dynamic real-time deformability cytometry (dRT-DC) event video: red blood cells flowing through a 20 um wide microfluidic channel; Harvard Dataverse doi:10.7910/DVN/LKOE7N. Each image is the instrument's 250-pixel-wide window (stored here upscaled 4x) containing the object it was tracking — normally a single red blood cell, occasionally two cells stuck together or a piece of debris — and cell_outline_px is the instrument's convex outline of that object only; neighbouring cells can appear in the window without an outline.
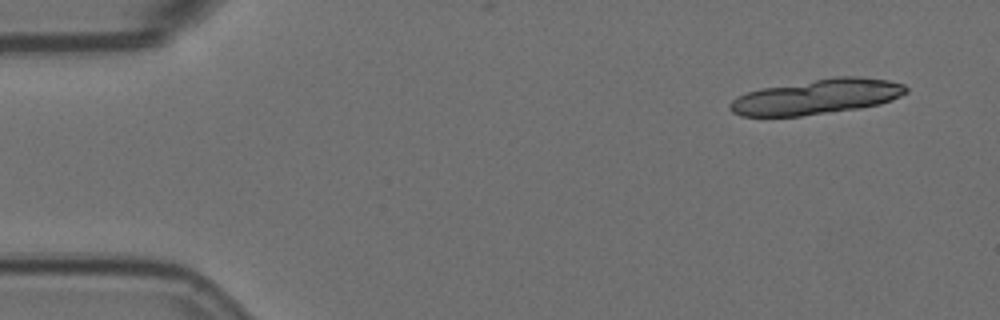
{"species": "Egyptian fruit bat (a non-hibernating species)", "species_latin": "Rousettus aegyptiacus", "temperature_condition": "room temperature", "stored_images_in_passage": 5, "camera_frame_rate_fps": 3000, "um_per_image_px": 0.085, "animal": {"sex": "female"}, "frame": {"image": 1, "passage_image": 1, "time_ms": 0.0, "image_size_px": [1000, 320], "cell_outline_px": [[908, 92], [892, 100], [880, 104], [860, 108], [800, 116], [740, 116], [732, 112], [728, 108], [728, 104], [736, 96], [760, 88], [832, 76], [856, 76], [888, 80], [904, 84], [908, 88]], "centroid_in_image_um": [69.42, 8.21], "position_along_channel_um": 15.6, "area_um2": 36.3}}
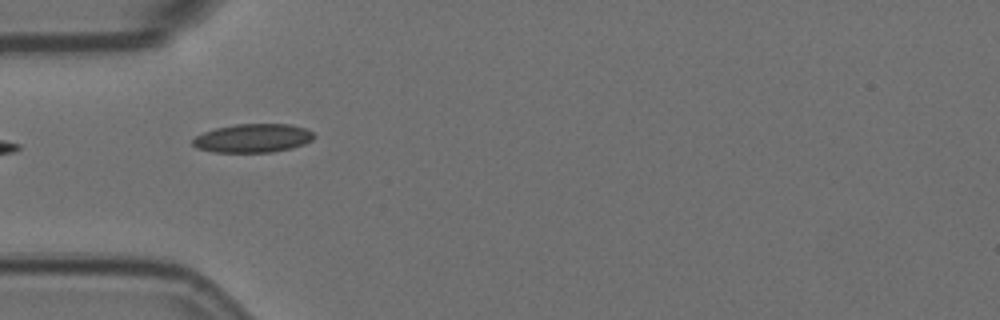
{"frame": {"image": 2, "passage_image": 5, "time_ms": 1.333, "image_size_px": [1000, 320], "cell_outline_px": [[316, 136], [312, 140], [304, 144], [292, 148], [272, 152], [216, 152], [196, 148], [192, 144], [192, 140], [196, 136], [204, 132], [216, 128], [236, 124], [292, 124], [308, 128]], "centroid_in_image_um": [21.54, 11.74], "position_along_channel_um": 63.5, "area_um2": 20.35}}